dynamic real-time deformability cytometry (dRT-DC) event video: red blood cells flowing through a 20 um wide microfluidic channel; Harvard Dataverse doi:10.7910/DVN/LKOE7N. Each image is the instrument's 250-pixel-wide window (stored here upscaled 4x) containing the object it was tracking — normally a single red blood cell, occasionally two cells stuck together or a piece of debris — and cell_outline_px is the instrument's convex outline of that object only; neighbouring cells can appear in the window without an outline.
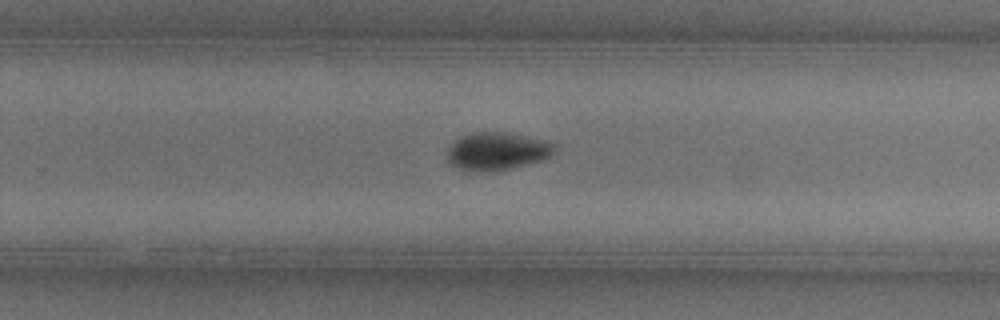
{"species": "common noctule bat (a hibernating species)", "species_latin": "Nyctalus noctula", "temperature_condition": "warm", "stored_images_in_passage": 53, "camera_frame_rate_fps": 3000, "um_per_image_px": 0.085, "animal": {"sex": "female"}, "frame": {"image": 1, "passage_image": 34, "time_ms": 11.0, "image_size_px": [1000, 320], "cell_outline_px": [[556, 152], [548, 160], [496, 172], [476, 172], [456, 168], [448, 160], [448, 148], [460, 136], [472, 132], [504, 132], [552, 140], [556, 144]], "centroid_in_image_um": [42.36, 12.87], "position_along_channel_um": 287.4, "area_um2": 24.57}}
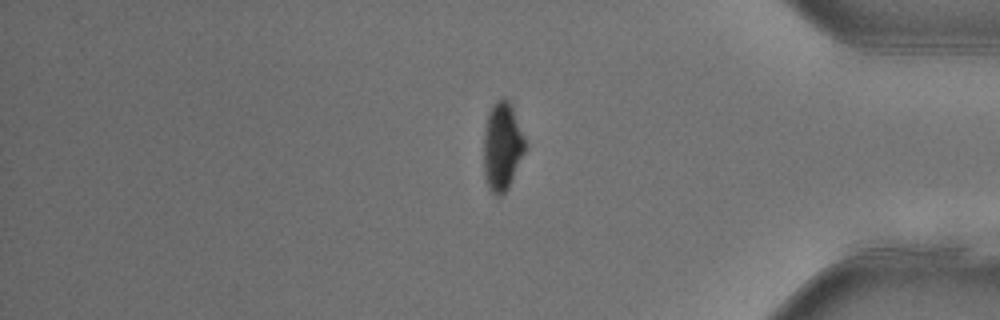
{"frame": {"image": 2, "passage_image": 44, "time_ms": 14.333, "image_size_px": [1000, 320], "cell_outline_px": [[524, 152], [508, 188], [500, 196], [496, 196], [488, 188], [484, 176], [484, 132], [488, 112], [492, 104], [496, 100], [504, 96], [508, 100], [512, 108], [524, 140]], "centroid_in_image_um": [42.64, 12.45], "position_along_channel_um": 392.6, "area_um2": 20.92}}
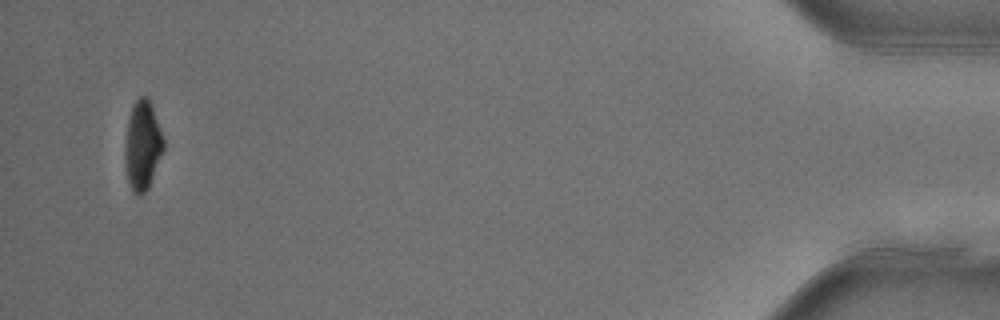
{"frame": {"image": 3, "passage_image": 51, "time_ms": 16.667, "image_size_px": [1000, 320], "cell_outline_px": [[164, 148], [148, 188], [140, 196], [136, 196], [132, 192], [128, 180], [124, 160], [124, 156], [128, 120], [132, 108], [136, 100], [140, 96], [148, 96], [152, 104], [164, 140]], "centroid_in_image_um": [12.11, 12.37], "position_along_channel_um": 423.1, "area_um2": 19.94}, "authors_computed_cell_mechanics": {"area_um2": 21.964, "velocity_mm_per_s": 3.9515, "shape_relaxation_time_tau1_ms": 2.4246, "shape_relaxation_time_tau2_ms": 5.3897, "deformation_change_tau1": 0.1401, "deformation_change_tau2": 0.0766}}